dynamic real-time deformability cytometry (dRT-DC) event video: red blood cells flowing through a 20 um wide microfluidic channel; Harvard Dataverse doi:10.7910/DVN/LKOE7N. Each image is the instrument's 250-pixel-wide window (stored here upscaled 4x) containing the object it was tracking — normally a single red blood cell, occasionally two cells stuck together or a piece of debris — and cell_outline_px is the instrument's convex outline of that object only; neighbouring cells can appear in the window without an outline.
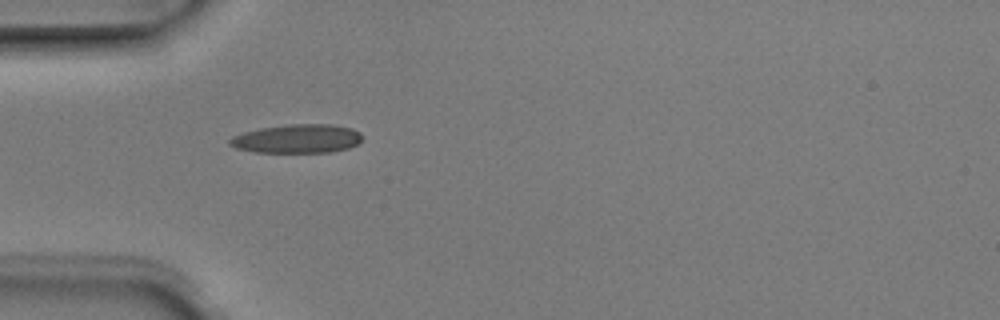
{"species": "Egyptian fruit bat (a non-hibernating species)", "species_latin": "Rousettus aegyptiacus", "temperature_condition": "room temperature", "stored_images_in_passage": 5, "camera_frame_rate_fps": 3000, "um_per_image_px": 0.085, "animal": {"sex": "male"}, "frame": {"image": 1, "passage_image": 1, "time_ms": 0.0, "image_size_px": [1000, 320], "cell_outline_px": [[364, 136], [356, 144], [348, 148], [332, 152], [256, 152], [236, 148], [228, 144], [228, 140], [232, 136], [244, 132], [260, 128], [288, 124], [332, 124], [352, 128], [360, 132]], "centroid_in_image_um": [25.27, 11.78], "position_along_channel_um": 59.7, "area_um2": 22.31}}
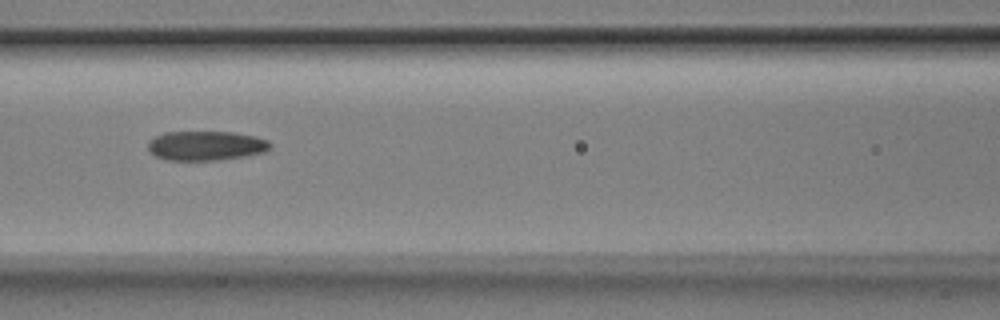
{"frame": {"image": 2, "passage_image": 3, "time_ms": 0.667, "image_size_px": [1000, 320], "cell_outline_px": [[272, 144], [264, 152], [244, 156], [216, 160], [168, 160], [156, 156], [148, 148], [148, 140], [164, 132], [232, 132], [256, 136], [268, 140]], "centroid_in_image_um": [17.5, 12.37], "position_along_channel_um": 149.1, "area_um2": 20.87}}
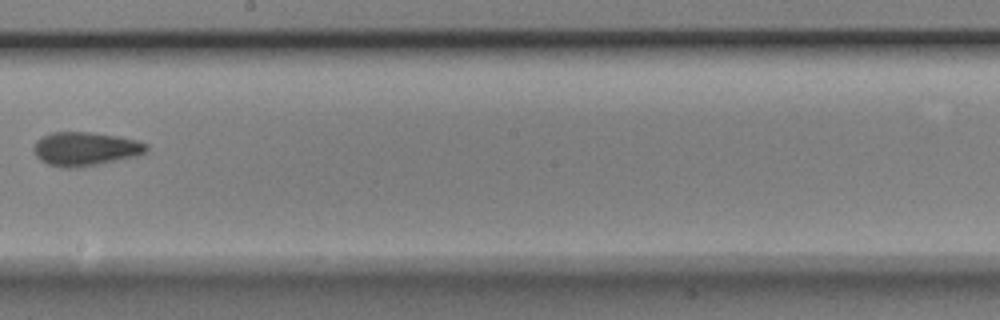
{"frame": {"image": 3, "passage_image": 5, "time_ms": 1.333, "image_size_px": [1000, 320], "cell_outline_px": [[148, 148], [144, 152], [136, 156], [80, 168], [60, 168], [48, 164], [40, 160], [32, 152], [32, 148], [36, 140], [40, 136], [52, 132], [92, 132], [116, 136], [136, 140], [148, 144]], "centroid_in_image_um": [7.18, 12.66], "position_along_channel_um": 241.0, "area_um2": 22.43}}